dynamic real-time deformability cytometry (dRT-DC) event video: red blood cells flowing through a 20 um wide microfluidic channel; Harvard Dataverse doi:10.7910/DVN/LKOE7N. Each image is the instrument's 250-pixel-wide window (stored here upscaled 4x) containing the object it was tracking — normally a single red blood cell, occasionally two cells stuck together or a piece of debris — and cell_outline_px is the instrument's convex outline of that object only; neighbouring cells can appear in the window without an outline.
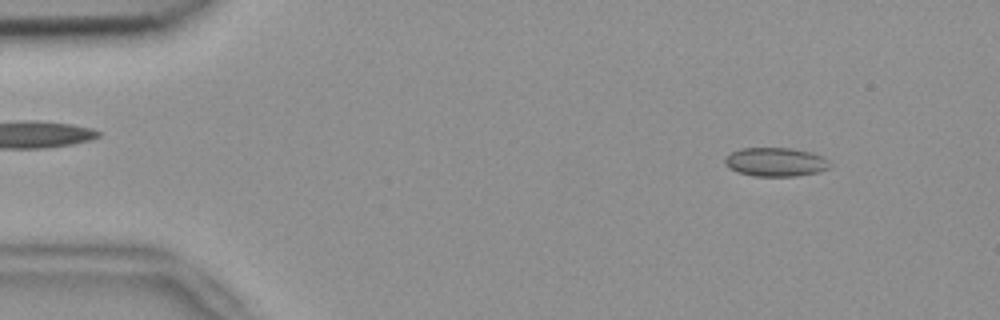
{"species": "common noctule bat (a hibernating species)", "species_latin": "Nyctalus noctula", "temperature_condition": "room temperature", "stored_images_in_passage": 52, "camera_frame_rate_fps": 3000, "um_per_image_px": 0.085, "animal": {"sex": "female", "body_mass_g": 18.4}, "frame": {"image": 1, "passage_image": 5, "time_ms": 1.333, "image_size_px": [1000, 320], "cell_outline_px": [[828, 168], [820, 172], [796, 176], [752, 176], [736, 172], [728, 168], [724, 164], [724, 160], [732, 152], [740, 148], [792, 148], [812, 152], [820, 156], [824, 160]], "centroid_in_image_um": [65.85, 13.78], "position_along_channel_um": 19.2, "area_um2": 17.51}}
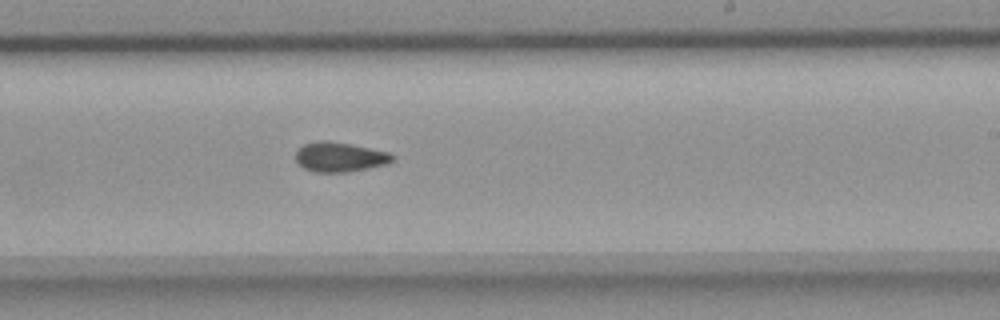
{"frame": {"image": 2, "passage_image": 31, "time_ms": 10.0, "image_size_px": [1000, 320], "cell_outline_px": [[396, 160], [388, 164], [348, 172], [312, 172], [304, 168], [296, 160], [296, 152], [304, 144], [316, 140], [328, 140], [352, 144], [388, 152], [396, 156]], "centroid_in_image_um": [28.92, 13.34], "position_along_channel_um": 260.1, "area_um2": 16.94}}
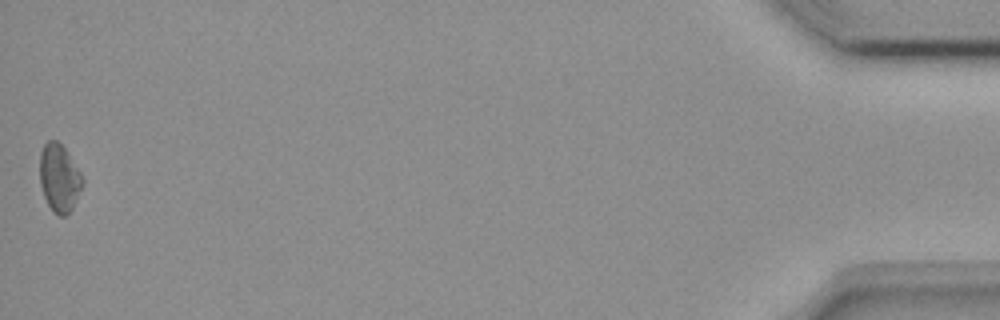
{"frame": {"image": 3, "passage_image": 52, "time_ms": 17.0, "image_size_px": [1000, 320], "cell_outline_px": [[84, 184], [72, 208], [64, 216], [60, 216], [52, 212], [44, 196], [40, 184], [40, 152], [44, 144], [48, 140], [56, 140], [64, 148], [80, 172], [84, 180]], "centroid_in_image_um": [5.03, 15.14], "position_along_channel_um": 430.2, "area_um2": 16.76}, "authors_computed_cell_mechanics": {"area_um2": 16.6753, "velocity_mm_per_s": 3.8081, "shape_relaxation_time_tau1_ms": null, "shape_relaxation_time_tau2_ms": 2.5093, "deformation_change_tau1": null, "deformation_change_tau2": 0.0624}}